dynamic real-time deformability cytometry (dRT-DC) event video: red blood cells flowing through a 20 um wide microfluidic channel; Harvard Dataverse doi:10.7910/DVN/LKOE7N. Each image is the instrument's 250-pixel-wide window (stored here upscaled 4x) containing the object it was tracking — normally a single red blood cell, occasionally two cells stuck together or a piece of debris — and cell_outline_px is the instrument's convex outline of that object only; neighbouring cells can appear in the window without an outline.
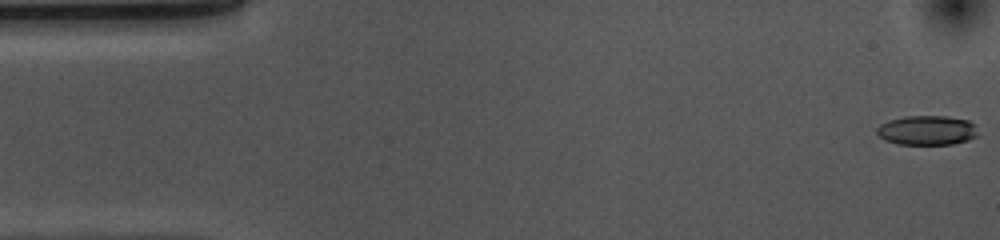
{"species": "common noctule bat (a hibernating species)", "species_latin": "Nyctalus noctula", "temperature_condition": "cold", "stored_images_in_passage": 54, "camera_frame_rate_fps": 3000, "um_per_image_px": 0.085, "animal": {"sex": "female", "body_mass_g": 10.0, "forearm_length_mm": 53.1}, "frame": {"image": 1, "passage_image": 1, "time_ms": 0.0, "image_size_px": [1000, 240], "cell_outline_px": [[976, 136], [968, 140], [952, 144], [896, 144], [884, 140], [876, 132], [876, 128], [880, 124], [888, 120], [904, 116], [948, 116], [968, 120], [976, 124]], "centroid_in_image_um": [78.78, 11.07], "position_along_channel_um": 6.2, "area_um2": 17.51}}
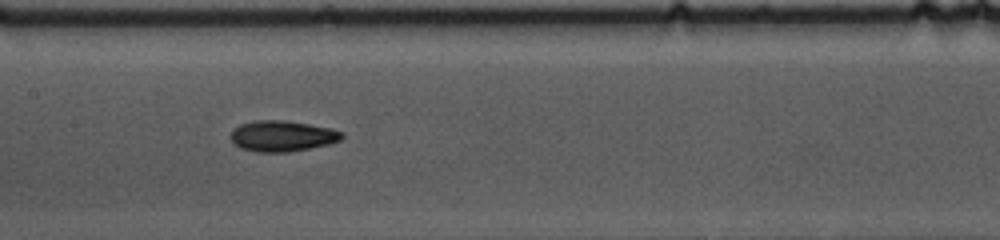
{"frame": {"image": 2, "passage_image": 25, "time_ms": 8.0, "image_size_px": [1000, 240], "cell_outline_px": [[344, 136], [340, 140], [328, 144], [288, 152], [256, 152], [240, 148], [228, 136], [232, 128], [240, 124], [256, 120], [284, 120], [308, 124], [328, 128], [344, 132]], "centroid_in_image_um": [23.94, 11.56], "position_along_channel_um": 183.5, "area_um2": 20.0}}
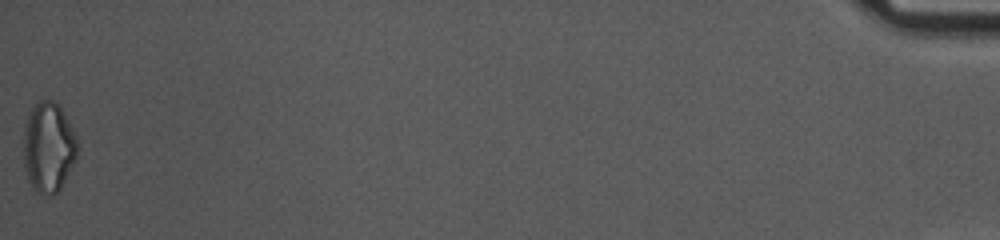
{"frame": {"image": 3, "passage_image": 54, "time_ms": 17.667, "image_size_px": [1000, 240], "cell_outline_px": [[76, 160], [60, 188], [52, 196], [48, 196], [36, 192], [32, 188], [28, 180], [24, 164], [24, 124], [32, 108], [40, 100], [52, 100], [60, 104], [76, 136]], "centroid_in_image_um": [4.11, 12.52], "position_along_channel_um": 431.1, "area_um2": 28.32}, "authors_computed_cell_mechanics": {"area_um2": 19.0451, "velocity_mm_per_s": 3.6649, "shape_relaxation_time_tau1_ms": 3.9345, "shape_relaxation_time_tau2_ms": 3.6791, "deformation_change_tau1": 0.1364, "deformation_change_tau2": 0.1085}}